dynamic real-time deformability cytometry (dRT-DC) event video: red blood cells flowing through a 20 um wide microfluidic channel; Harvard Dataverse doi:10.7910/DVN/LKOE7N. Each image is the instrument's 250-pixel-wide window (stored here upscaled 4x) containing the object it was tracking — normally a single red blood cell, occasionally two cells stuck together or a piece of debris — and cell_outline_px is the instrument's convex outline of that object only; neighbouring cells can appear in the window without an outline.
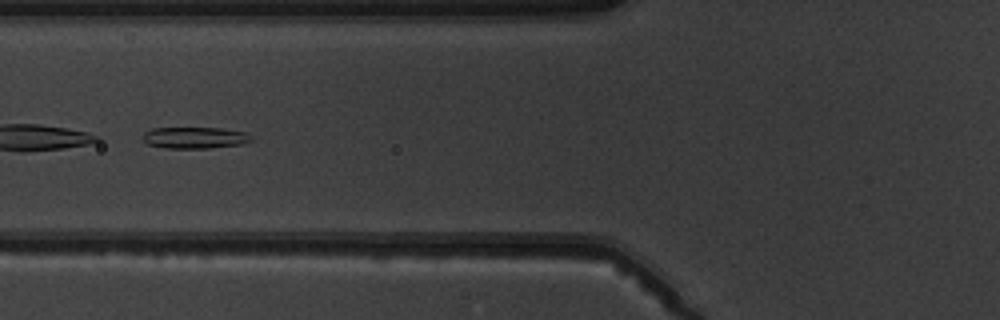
{"species": "common noctule bat (a hibernating species)", "species_latin": "Nyctalus noctula", "temperature_condition": "warm", "stored_images_in_passage": 6, "camera_frame_rate_fps": 3000, "um_per_image_px": 0.085, "animal": {"sex": "male", "body_mass_g": 19.5, "forearm_length_mm": 54.6}, "frame": {"image": 1, "passage_image": 6, "time_ms": 6.0, "image_size_px": [1000, 320], "cell_outline_px": [[256, 140], [240, 144], [208, 148], [164, 148], [148, 144], [140, 136], [144, 132], [152, 128], [220, 128], [244, 132], [252, 136]], "centroid_in_image_um": [16.55, 11.7], "position_along_channel_um": 109.3, "area_um2": 13.64}}